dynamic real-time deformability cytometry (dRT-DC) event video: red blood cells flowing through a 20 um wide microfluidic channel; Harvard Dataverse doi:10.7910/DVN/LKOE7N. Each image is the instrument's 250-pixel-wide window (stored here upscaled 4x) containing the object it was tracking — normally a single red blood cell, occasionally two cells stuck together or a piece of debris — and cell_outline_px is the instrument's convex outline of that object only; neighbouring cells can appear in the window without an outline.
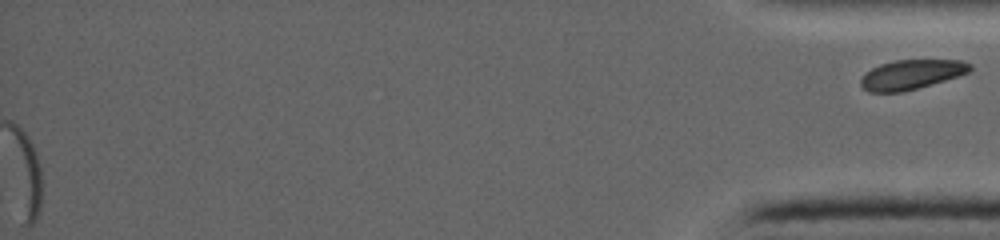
{"species": "common noctule bat (a hibernating species)", "species_latin": "Nyctalus noctula", "temperature_condition": "warm", "stored_images_in_passage": 33, "segment_of_instrument_passage": [2, 2], "camera_frame_rate_fps": 5000, "um_per_image_px": 0.085, "animal": {"sex": "female", "body_mass_g": 19.0, "forearm_length_mm": 53.3}, "frame": {"image": 1, "passage_image": 33, "time_ms": 12.8, "image_size_px": [1000, 240], "cell_outline_px": [[972, 68], [968, 72], [944, 80], [916, 88], [900, 92], [868, 92], [860, 84], [860, 76], [864, 72], [880, 64], [896, 60], [964, 60], [972, 64]], "centroid_in_image_um": [77.42, 6.32], "position_along_channel_um": 357.8, "area_um2": 18.73}}